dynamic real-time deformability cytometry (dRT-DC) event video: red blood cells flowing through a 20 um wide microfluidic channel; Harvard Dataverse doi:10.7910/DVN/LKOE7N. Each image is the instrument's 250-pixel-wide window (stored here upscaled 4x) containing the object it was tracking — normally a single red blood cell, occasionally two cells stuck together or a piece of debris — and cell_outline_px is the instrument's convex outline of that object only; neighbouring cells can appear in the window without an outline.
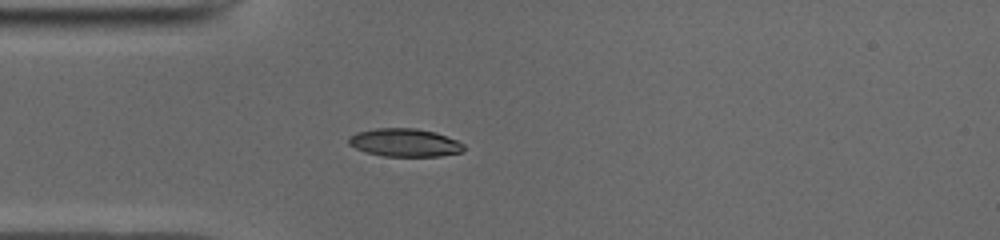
{"species": "common noctule bat (a hibernating species)", "species_latin": "Nyctalus noctula", "temperature_condition": "cold", "stored_images_in_passage": 38, "camera_frame_rate_fps": 3000, "um_per_image_px": 0.085, "animal": {"sex": "male", "body_mass_g": 19.0, "forearm_length_mm": 50.8}, "frame": {"image": 1, "passage_image": 1, "time_ms": 0.0, "image_size_px": [1000, 240], "cell_outline_px": [[464, 148], [460, 152], [440, 156], [384, 156], [368, 152], [356, 148], [348, 144], [348, 136], [356, 132], [376, 128], [416, 128], [436, 132], [456, 140], [464, 144]], "centroid_in_image_um": [34.38, 12.11], "position_along_channel_um": 50.6, "area_um2": 18.79}}
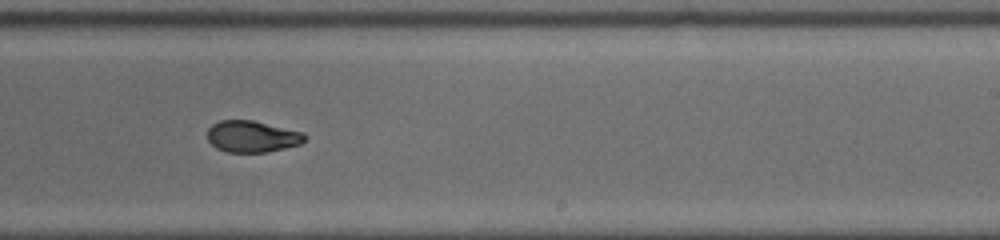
{"frame": {"image": 2, "passage_image": 18, "time_ms": 5.667, "image_size_px": [1000, 240], "cell_outline_px": [[308, 136], [300, 144], [268, 152], [224, 152], [216, 148], [208, 140], [208, 128], [212, 124], [220, 120], [252, 120], [304, 132]], "centroid_in_image_um": [21.43, 11.6], "position_along_channel_um": 267.6, "area_um2": 17.98}}
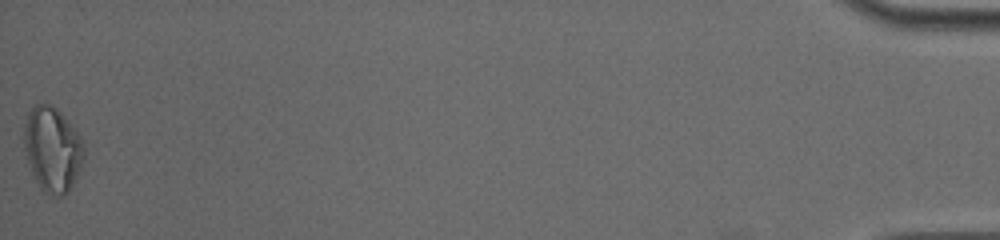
{"frame": {"image": 3, "passage_image": 38, "time_ms": 12.333, "image_size_px": [1000, 240], "cell_outline_px": [[84, 160], [68, 192], [64, 196], [56, 196], [44, 192], [40, 188], [32, 172], [28, 160], [24, 144], [24, 124], [28, 112], [36, 104], [52, 104], [60, 112], [80, 136], [84, 144]], "centroid_in_image_um": [4.46, 12.69], "position_along_channel_um": 430.7, "area_um2": 29.3}, "authors_computed_cell_mechanics": {"area_um2": 18.9584, "velocity_mm_per_s": 3.9657, "shape_relaxation_time_tau1_ms": 2.8154, "shape_relaxation_time_tau2_ms": 2.3378, "deformation_change_tau1": 0.147, "deformation_change_tau2": 0.0812}}